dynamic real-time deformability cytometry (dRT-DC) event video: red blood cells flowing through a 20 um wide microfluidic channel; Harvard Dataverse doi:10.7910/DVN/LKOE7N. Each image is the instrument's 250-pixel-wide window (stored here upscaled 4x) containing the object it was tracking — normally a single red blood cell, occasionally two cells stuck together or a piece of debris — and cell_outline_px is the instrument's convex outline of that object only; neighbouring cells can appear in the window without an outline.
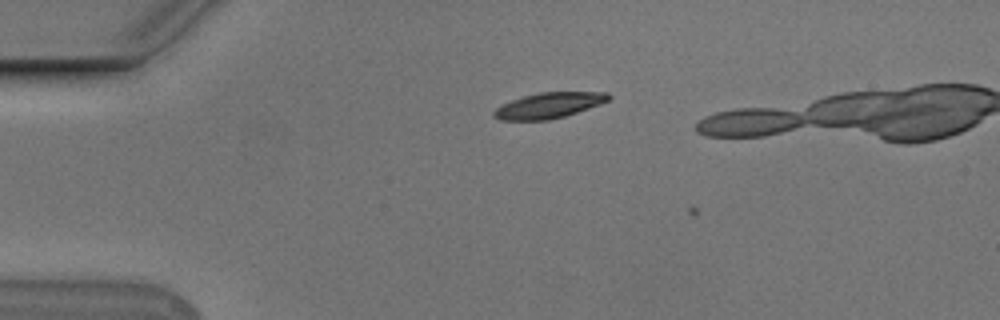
{"species": "Egyptian fruit bat (a non-hibernating species)", "species_latin": "Rousettus aegyptiacus", "temperature_condition": "cold", "stored_images_in_passage": 3, "camera_frame_rate_fps": 3000, "um_per_image_px": 0.085, "animal": {"sex": "male"}, "frame": {"image": 1, "passage_image": 2, "time_ms": 0.333, "image_size_px": [1000, 320], "cell_outline_px": [[612, 96], [608, 100], [600, 104], [564, 116], [548, 120], [500, 120], [492, 116], [492, 112], [496, 108], [512, 100], [524, 96], [540, 92], [608, 92]], "centroid_in_image_um": [46.64, 8.96], "position_along_channel_um": 38.4, "area_um2": 16.94}}